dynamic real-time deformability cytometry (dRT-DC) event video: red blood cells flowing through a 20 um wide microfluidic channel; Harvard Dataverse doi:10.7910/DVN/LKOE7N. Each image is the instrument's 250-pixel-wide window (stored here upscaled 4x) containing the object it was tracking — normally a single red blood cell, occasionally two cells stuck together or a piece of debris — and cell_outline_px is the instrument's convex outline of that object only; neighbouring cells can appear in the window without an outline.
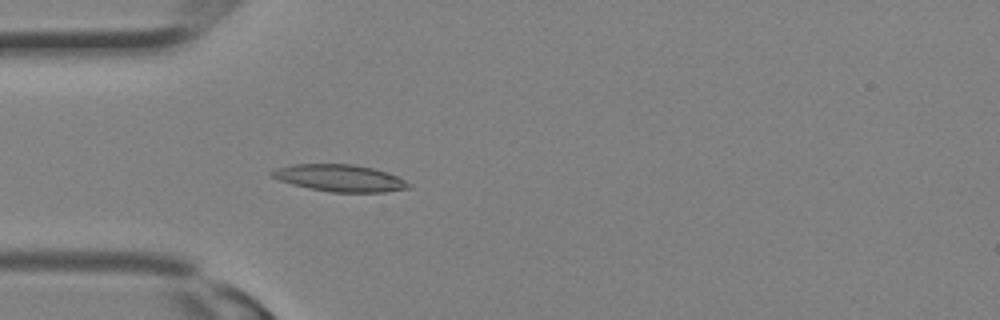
{"species": "Egyptian fruit bat (a non-hibernating species)", "species_latin": "Rousettus aegyptiacus", "temperature_condition": "room temperature", "stored_images_in_passage": 14, "camera_frame_rate_fps": 3000, "um_per_image_px": 0.085, "animal": {"sex": "female"}, "frame": {"image": 1, "passage_image": 8, "time_ms": 2.333, "image_size_px": [1000, 320], "cell_outline_px": [[412, 188], [384, 192], [332, 192], [292, 184], [280, 180], [272, 176], [268, 172], [276, 168], [292, 164], [352, 164], [372, 168], [388, 172], [412, 184]], "centroid_in_image_um": [28.91, 15.13], "position_along_channel_um": 56.1, "area_um2": 21.39}}
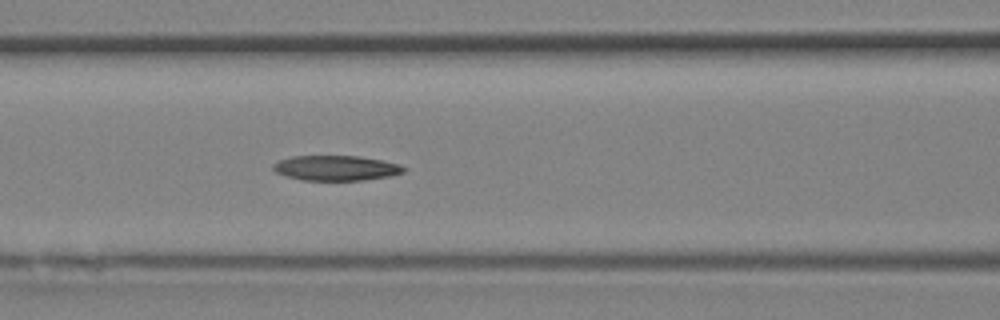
{"frame": {"image": 2, "passage_image": 12, "time_ms": 3.667, "image_size_px": [1000, 320], "cell_outline_px": [[404, 172], [388, 176], [364, 180], [300, 180], [276, 172], [272, 168], [272, 164], [280, 160], [292, 156], [356, 156], [380, 160], [396, 164], [404, 168]], "centroid_in_image_um": [28.5, 14.28], "position_along_channel_um": 138.1, "area_um2": 18.73}}
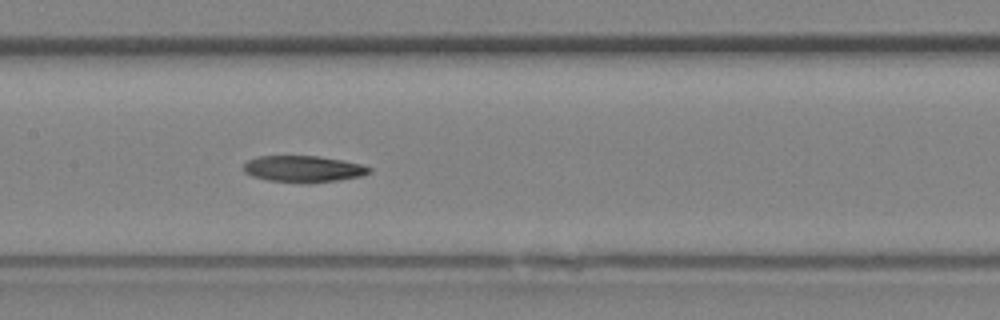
{"frame": {"image": 3, "passage_image": 14, "time_ms": 4.333, "image_size_px": [1000, 320], "cell_outline_px": [[372, 172], [364, 176], [308, 184], [304, 184], [268, 180], [252, 176], [244, 172], [244, 164], [248, 160], [256, 156], [316, 156], [340, 160], [360, 164], [372, 168]], "centroid_in_image_um": [25.78, 14.37], "position_along_channel_um": 181.6, "area_um2": 19.54}}